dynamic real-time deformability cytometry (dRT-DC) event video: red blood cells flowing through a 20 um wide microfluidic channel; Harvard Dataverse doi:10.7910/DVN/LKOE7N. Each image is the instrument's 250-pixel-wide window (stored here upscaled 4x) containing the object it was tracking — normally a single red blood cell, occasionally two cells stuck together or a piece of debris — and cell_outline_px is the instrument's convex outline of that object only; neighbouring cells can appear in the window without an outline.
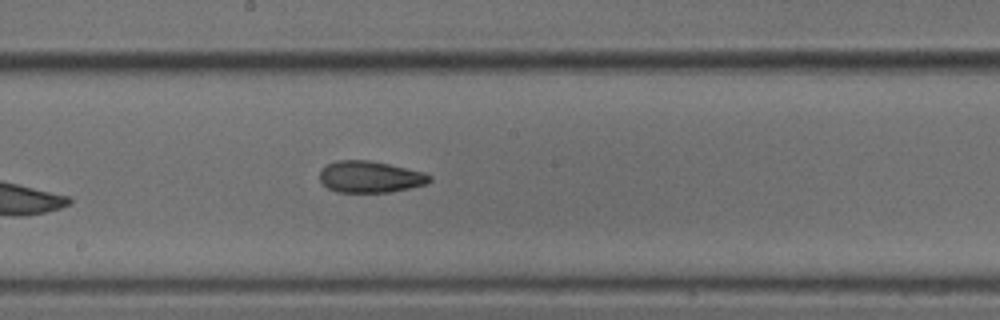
{"species": "common noctule bat (a hibernating species)", "species_latin": "Nyctalus noctula", "temperature_condition": "cold", "stored_images_in_passage": 7, "camera_frame_rate_fps": 3000, "um_per_image_px": 0.085, "animal": {"sex": "male", "body_mass_g": 18.8}, "frame": {"image": 1, "passage_image": 7, "time_ms": 2.0, "image_size_px": [1000, 320], "cell_outline_px": [[432, 180], [428, 184], [388, 192], [336, 192], [328, 188], [320, 180], [320, 168], [336, 160], [368, 160], [388, 164], [424, 172], [432, 176]], "centroid_in_image_um": [31.46, 15.03], "position_along_channel_um": 216.7, "area_um2": 20.23}}